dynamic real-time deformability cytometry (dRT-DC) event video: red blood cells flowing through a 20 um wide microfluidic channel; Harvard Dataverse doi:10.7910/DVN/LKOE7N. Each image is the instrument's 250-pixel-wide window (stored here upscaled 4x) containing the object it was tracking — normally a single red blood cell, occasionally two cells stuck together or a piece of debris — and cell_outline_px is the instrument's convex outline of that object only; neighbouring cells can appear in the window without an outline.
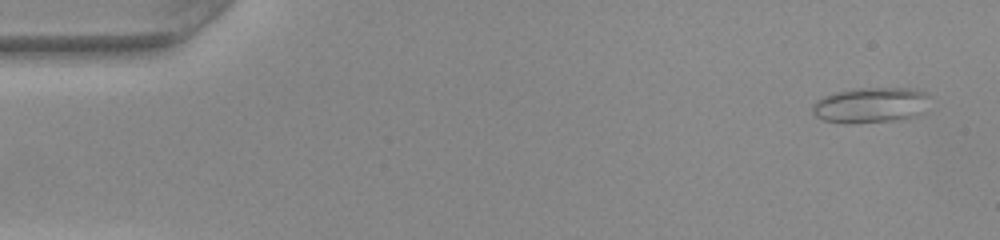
{"species": "common noctule bat (a hibernating species)", "species_latin": "Nyctalus noctula", "temperature_condition": "warm", "stored_images_in_passage": 50, "segment_of_instrument_passage": [1, 2], "camera_frame_rate_fps": 3000, "um_per_image_px": 0.085, "animal": {"sex": "female", "body_mass_g": 22.0, "forearm_length_mm": 56.7}, "frame": {"image": 1, "passage_image": 1, "time_ms": 0.0, "image_size_px": [1000, 240], "cell_outline_px": [[928, 96], [924, 112], [908, 120], [848, 124], [824, 120], [816, 116], [812, 112], [812, 104], [820, 96], [836, 92], [856, 88], [912, 88], [924, 92]], "centroid_in_image_um": [73.99, 8.95], "position_along_channel_um": 11.0, "area_um2": 24.8}}
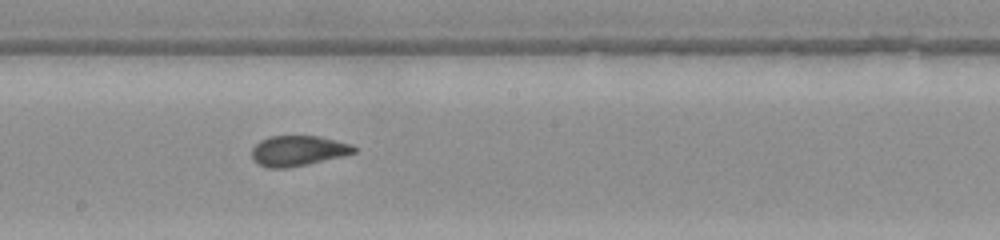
{"frame": {"image": 2, "passage_image": 26, "time_ms": 8.333, "image_size_px": [1000, 240], "cell_outline_px": [[356, 152], [344, 156], [308, 164], [284, 168], [268, 168], [256, 164], [252, 160], [252, 148], [260, 140], [268, 136], [316, 136], [352, 144], [356, 148]], "centroid_in_image_um": [25.3, 12.82], "position_along_channel_um": 222.9, "area_um2": 18.15}}
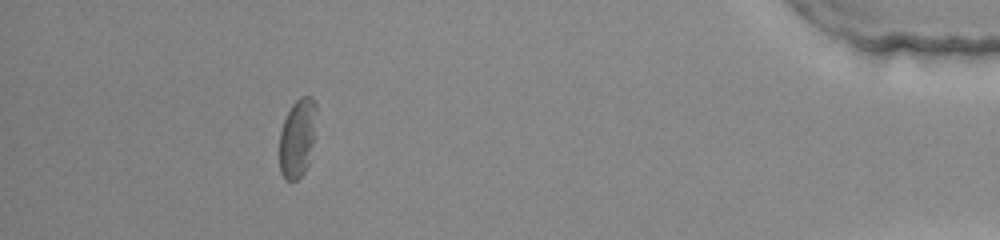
{"frame": {"image": 3, "passage_image": 44, "time_ms": 14.333, "image_size_px": [1000, 240], "cell_outline_px": [[316, 108], [312, 140], [308, 164], [304, 172], [296, 180], [284, 180], [280, 172], [280, 132], [284, 120], [292, 104], [300, 96], [312, 96], [316, 104]], "centroid_in_image_um": [25.25, 11.72], "position_along_channel_um": 409.9, "area_um2": 16.59}}